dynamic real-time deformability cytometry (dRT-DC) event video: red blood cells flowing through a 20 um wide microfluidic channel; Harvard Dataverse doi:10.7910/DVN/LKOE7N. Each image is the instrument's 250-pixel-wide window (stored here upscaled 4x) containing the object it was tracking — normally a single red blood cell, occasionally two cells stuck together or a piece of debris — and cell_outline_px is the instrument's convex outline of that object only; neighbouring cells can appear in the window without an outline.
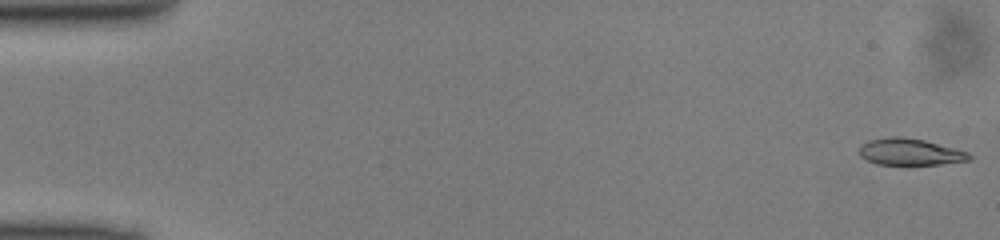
{"species": "common noctule bat (a hibernating species)", "species_latin": "Nyctalus noctula", "temperature_condition": "cold", "stored_images_in_passage": 49, "camera_frame_rate_fps": 3000, "um_per_image_px": 0.085, "animal": {"sex": "male", "body_mass_g": 13.0, "forearm_length_mm": 53.1}, "frame": {"image": 1, "passage_image": 1, "time_ms": 0.0, "image_size_px": [1000, 240], "cell_outline_px": [[972, 160], [940, 164], [876, 164], [860, 156], [860, 144], [868, 140], [892, 136], [904, 136], [924, 140], [968, 152], [972, 156]], "centroid_in_image_um": [77.34, 12.9], "position_along_channel_um": 7.7, "area_um2": 17.05}}
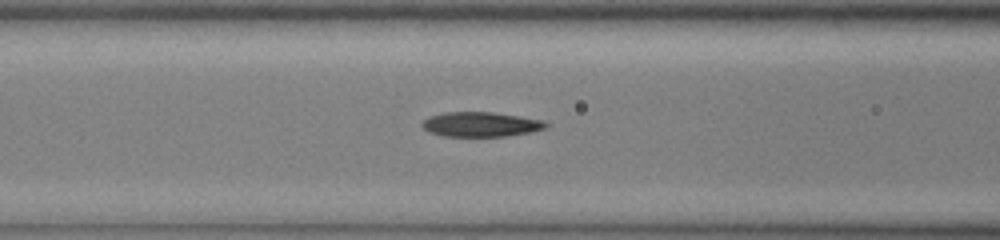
{"frame": {"image": 2, "passage_image": 20, "time_ms": 6.333, "image_size_px": [1000, 240], "cell_outline_px": [[548, 128], [528, 132], [504, 136], [444, 136], [428, 132], [420, 124], [428, 116], [444, 112], [492, 112], [520, 116], [544, 120], [548, 124]], "centroid_in_image_um": [40.85, 10.56], "position_along_channel_um": 125.7, "area_um2": 17.86}}
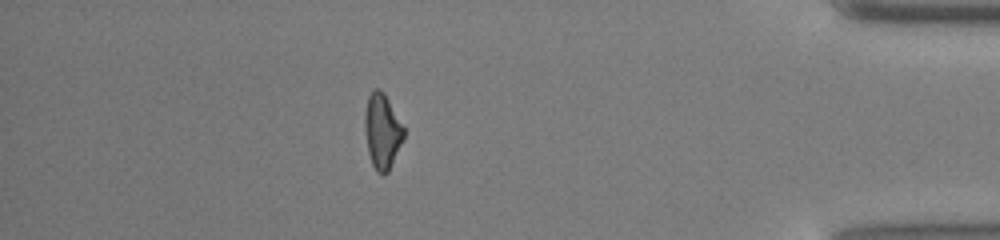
{"frame": {"image": 3, "passage_image": 43, "time_ms": 14.0, "image_size_px": [1000, 240], "cell_outline_px": [[404, 140], [388, 172], [384, 176], [376, 172], [372, 164], [368, 152], [364, 128], [364, 112], [368, 96], [372, 88], [380, 88], [384, 92], [404, 128]], "centroid_in_image_um": [32.47, 11.15], "position_along_channel_um": 402.7, "area_um2": 17.34}}